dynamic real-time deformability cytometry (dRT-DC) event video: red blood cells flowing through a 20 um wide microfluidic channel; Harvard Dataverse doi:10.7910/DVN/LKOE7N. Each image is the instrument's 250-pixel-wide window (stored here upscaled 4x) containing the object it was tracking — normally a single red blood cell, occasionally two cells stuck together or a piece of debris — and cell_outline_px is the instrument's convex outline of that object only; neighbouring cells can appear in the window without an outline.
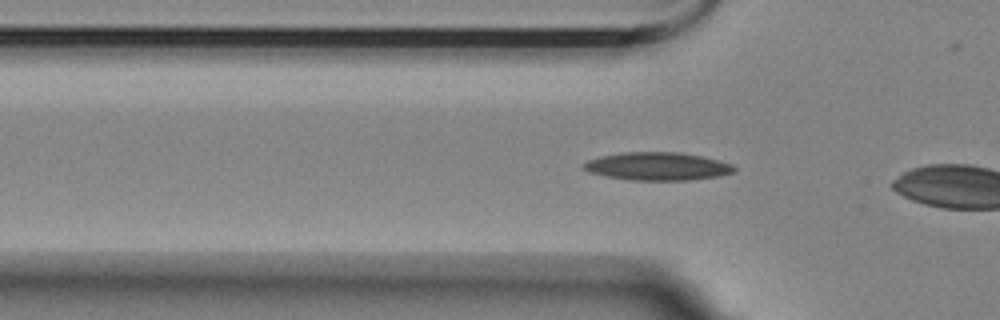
{"species": "Egyptian fruit bat (a non-hibernating species)", "species_latin": "Rousettus aegyptiacus", "temperature_condition": "room temperature", "stored_images_in_passage": 8, "camera_frame_rate_fps": 3000, "um_per_image_px": 0.085, "animal": {"sex": "female"}, "frame": {"image": 1, "passage_image": 5, "time_ms": 1.333, "image_size_px": [1000, 320], "cell_outline_px": [[736, 168], [732, 172], [720, 176], [692, 180], [628, 180], [604, 176], [588, 172], [580, 168], [580, 164], [588, 160], [600, 156], [624, 152], [680, 152], [700, 156], [732, 164]], "centroid_in_image_um": [55.81, 14.14], "position_along_channel_um": 70.0, "area_um2": 24.74}}